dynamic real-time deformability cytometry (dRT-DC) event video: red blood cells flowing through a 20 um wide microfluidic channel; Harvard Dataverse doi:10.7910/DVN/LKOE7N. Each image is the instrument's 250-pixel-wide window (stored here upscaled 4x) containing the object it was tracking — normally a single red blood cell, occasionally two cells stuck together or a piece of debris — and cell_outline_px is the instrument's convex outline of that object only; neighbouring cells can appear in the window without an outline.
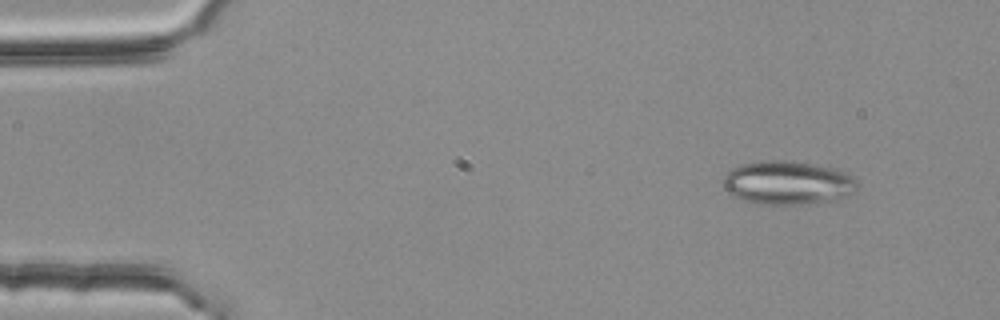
{"species": "common noctule bat (a hibernating species)", "species_latin": "Nyctalus noctula", "temperature_condition": "room temperature", "stored_images_in_passage": 3, "camera_frame_rate_fps": 3000, "um_per_image_px": 0.085, "animal": {"sex": "female", "body_mass_g": 25.1}, "frame": {"image": 1, "passage_image": 1, "time_ms": 0.0, "image_size_px": [1000, 320], "cell_outline_px": [[856, 192], [840, 200], [800, 204], [756, 204], [732, 196], [724, 188], [724, 176], [732, 168], [740, 164], [760, 160], [792, 160], [832, 168], [844, 172], [856, 180]], "centroid_in_image_um": [66.95, 15.54], "position_along_channel_um": 18.1, "area_um2": 34.33}}